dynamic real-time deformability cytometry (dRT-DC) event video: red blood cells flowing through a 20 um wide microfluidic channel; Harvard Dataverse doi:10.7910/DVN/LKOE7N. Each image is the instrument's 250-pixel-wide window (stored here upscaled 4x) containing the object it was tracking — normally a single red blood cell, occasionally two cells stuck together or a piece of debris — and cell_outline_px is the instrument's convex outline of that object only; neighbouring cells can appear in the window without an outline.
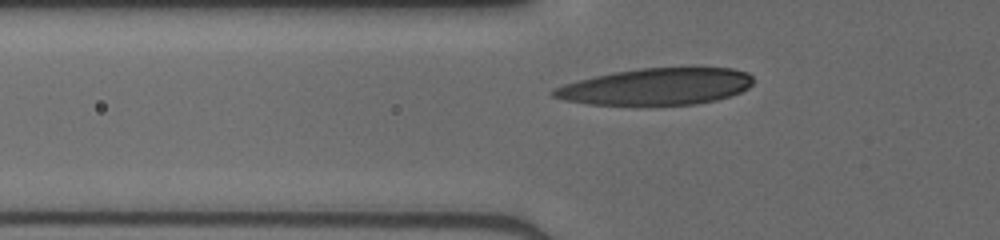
{"species": "human", "species_latin": "Homo sapiens", "temperature_condition": "cold", "stored_images_in_passage": 12, "camera_frame_rate_fps": 3000, "um_per_image_px": 0.085, "donor": {"sex": "male"}, "frame": {"image": 1, "passage_image": 10, "time_ms": 3.0, "image_size_px": [1000, 240], "cell_outline_px": [[752, 84], [748, 88], [740, 92], [716, 100], [696, 104], [588, 104], [564, 100], [552, 96], [552, 88], [564, 84], [596, 76], [616, 72], [640, 68], [732, 68], [748, 72], [752, 76]], "centroid_in_image_um": [55.8, 7.35], "position_along_channel_um": 70.0, "area_um2": 42.19}}